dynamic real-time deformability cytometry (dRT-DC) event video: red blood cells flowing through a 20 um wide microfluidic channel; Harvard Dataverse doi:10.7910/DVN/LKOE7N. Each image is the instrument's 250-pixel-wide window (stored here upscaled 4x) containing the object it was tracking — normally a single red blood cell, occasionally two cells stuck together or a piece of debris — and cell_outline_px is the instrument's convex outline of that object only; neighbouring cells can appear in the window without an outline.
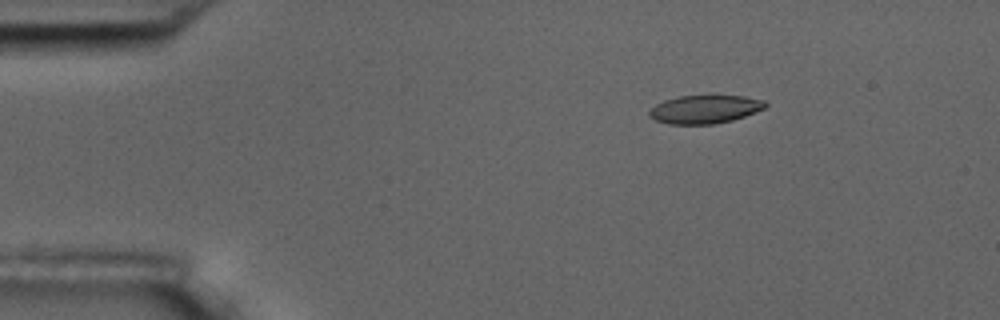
{"species": "common noctule bat (a hibernating species)", "species_latin": "Nyctalus noctula", "temperature_condition": "room temperature", "stored_images_in_passage": 8, "camera_frame_rate_fps": 3000, "um_per_image_px": 0.085, "animal": {"sex": "male", "body_mass_g": 17.5, "forearm_length_mm": 52.3}, "frame": {"image": 1, "passage_image": 3, "time_ms": 2.667, "image_size_px": [1000, 320], "cell_outline_px": [[768, 104], [764, 108], [744, 116], [732, 120], [716, 124], [668, 124], [656, 120], [648, 116], [648, 112], [656, 104], [664, 100], [680, 96], [744, 96], [764, 100]], "centroid_in_image_um": [59.9, 9.29], "position_along_channel_um": 25.1, "area_um2": 19.02}}
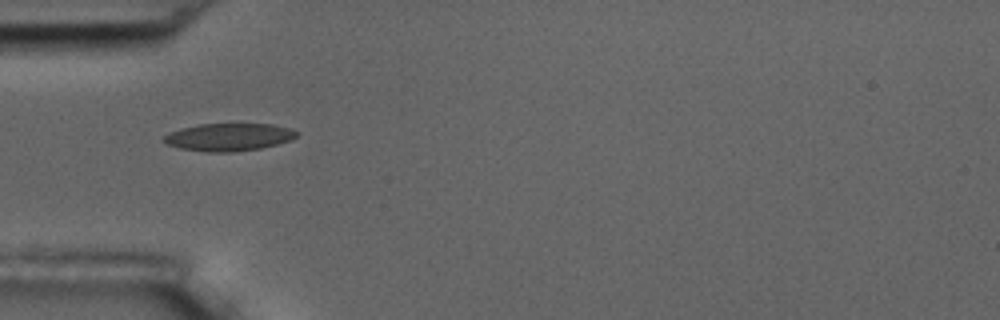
{"frame": {"image": 2, "passage_image": 5, "time_ms": 5.667, "image_size_px": [1000, 320], "cell_outline_px": [[300, 132], [292, 140], [260, 148], [232, 152], [208, 152], [180, 148], [168, 144], [160, 140], [168, 132], [180, 128], [200, 124], [272, 124], [288, 128]], "centroid_in_image_um": [19.42, 11.65], "position_along_channel_um": 65.6, "area_um2": 21.39}}
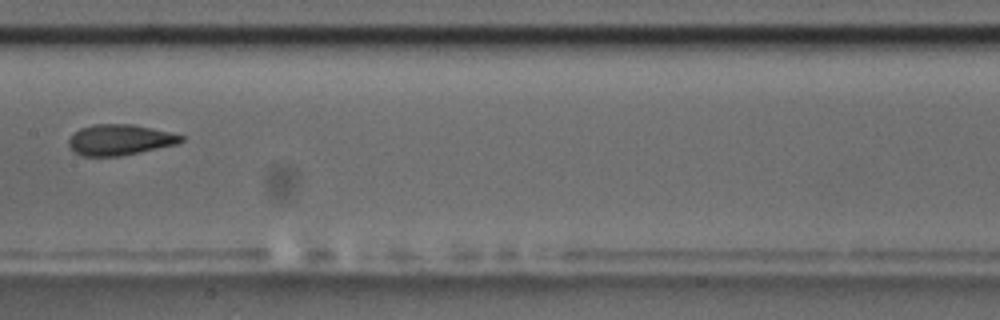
{"frame": {"image": 3, "passage_image": 8, "time_ms": 9.333, "image_size_px": [1000, 320], "cell_outline_px": [[184, 140], [180, 144], [120, 156], [80, 156], [68, 144], [68, 140], [80, 128], [92, 124], [132, 124], [168, 132], [184, 136]], "centroid_in_image_um": [10.2, 11.89], "position_along_channel_um": 197.2, "area_um2": 20.06}}